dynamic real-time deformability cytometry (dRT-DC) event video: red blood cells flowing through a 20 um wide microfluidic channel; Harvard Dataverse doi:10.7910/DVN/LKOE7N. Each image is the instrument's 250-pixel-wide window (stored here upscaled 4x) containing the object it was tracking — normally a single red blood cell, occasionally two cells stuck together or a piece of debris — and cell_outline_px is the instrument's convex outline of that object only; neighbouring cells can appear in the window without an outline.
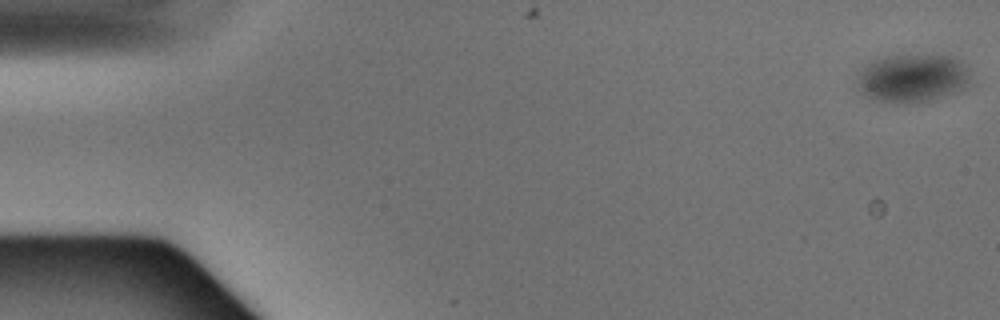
{"species": "Egyptian fruit bat (a non-hibernating species)", "species_latin": "Rousettus aegyptiacus", "temperature_condition": "warm", "stored_images_in_passage": 48, "camera_frame_rate_fps": 3000, "um_per_image_px": 0.085, "animal": {"sex": "male"}, "frame": {"image": 1, "passage_image": 1, "time_ms": 0.0, "image_size_px": [1000, 320], "cell_outline_px": [[968, 84], [928, 100], [904, 104], [872, 100], [860, 92], [856, 88], [856, 80], [860, 72], [872, 60], [884, 56], [952, 56], [968, 68]], "centroid_in_image_um": [77.43, 6.65], "position_along_channel_um": 7.6, "area_um2": 31.15}}
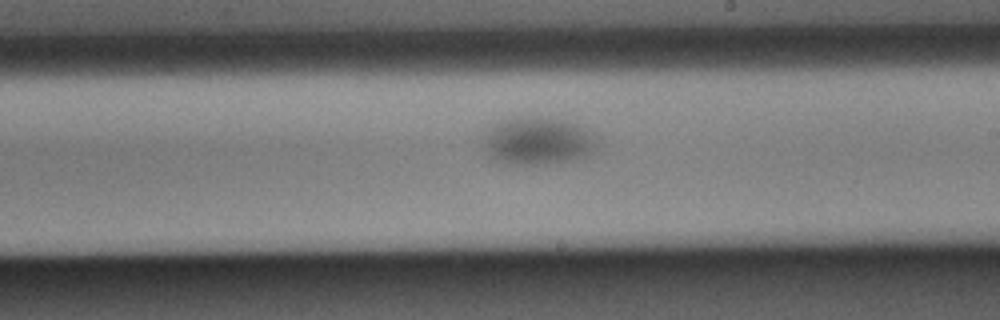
{"frame": {"image": 2, "passage_image": 28, "time_ms": 9.0, "image_size_px": [1000, 320], "cell_outline_px": [[600, 148], [588, 156], [576, 160], [548, 164], [504, 164], [492, 160], [488, 156], [484, 148], [484, 136], [500, 120], [520, 116], [564, 120], [576, 124], [592, 136]], "centroid_in_image_um": [45.7, 12.02], "position_along_channel_um": 243.3, "area_um2": 31.62}}
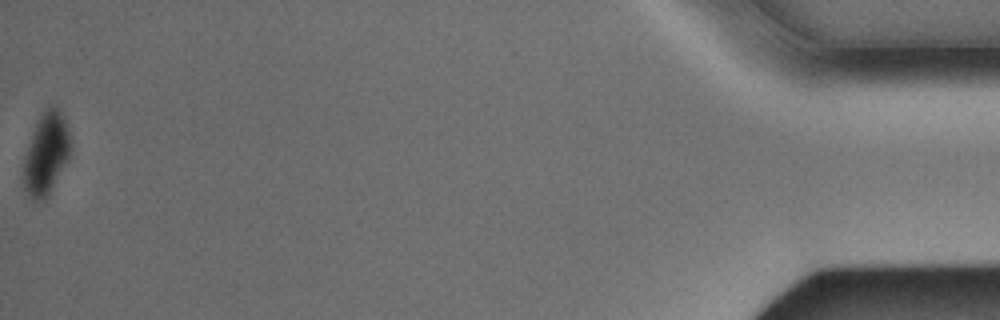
{"frame": {"image": 3, "passage_image": 48, "time_ms": 15.667, "image_size_px": [1000, 320], "cell_outline_px": [[72, 148], [68, 160], [44, 200], [32, 200], [24, 188], [24, 156], [36, 120], [44, 108], [52, 104], [56, 104], [64, 120], [72, 144]], "centroid_in_image_um": [3.92, 13.0], "position_along_channel_um": 431.3, "area_um2": 22.43}}